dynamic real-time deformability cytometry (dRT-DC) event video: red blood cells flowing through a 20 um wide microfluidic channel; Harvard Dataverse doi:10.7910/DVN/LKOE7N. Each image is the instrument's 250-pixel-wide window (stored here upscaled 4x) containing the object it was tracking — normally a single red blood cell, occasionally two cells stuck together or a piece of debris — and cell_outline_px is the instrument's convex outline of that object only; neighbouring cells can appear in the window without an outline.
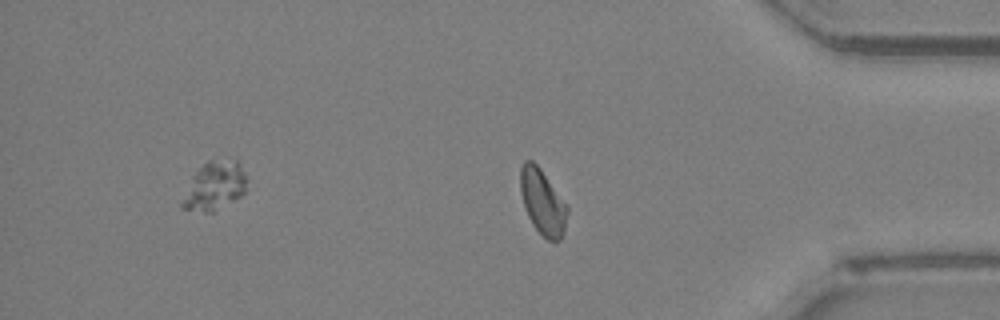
{"species": "Egyptian fruit bat (a non-hibernating species)", "species_latin": "Rousettus aegyptiacus", "temperature_condition": "room temperature", "stored_images_in_passage": 42, "segment_of_instrument_passage": [2, 2], "camera_frame_rate_fps": 3000, "um_per_image_px": 0.085, "animal": {"sex": "female"}, "frame": {"image": 1, "passage_image": 42, "time_ms": 13.667, "image_size_px": [1000, 320], "cell_outline_px": [[568, 212], [564, 232], [560, 240], [548, 240], [532, 224], [528, 216], [520, 192], [520, 168], [524, 160], [532, 160], [540, 168], [568, 204]], "centroid_in_image_um": [46.13, 17.14], "position_along_channel_um": 389.1, "area_um2": 17.92}}